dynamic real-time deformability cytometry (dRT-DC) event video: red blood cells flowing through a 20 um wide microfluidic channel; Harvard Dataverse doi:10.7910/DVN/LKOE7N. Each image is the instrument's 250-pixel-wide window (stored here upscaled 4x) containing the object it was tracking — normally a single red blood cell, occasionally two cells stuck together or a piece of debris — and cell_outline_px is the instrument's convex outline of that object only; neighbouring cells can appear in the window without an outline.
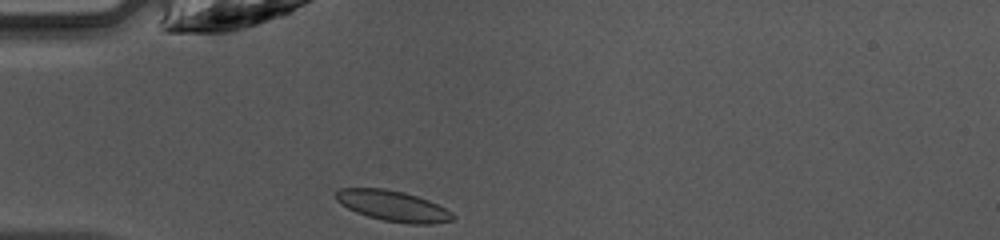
{"species": "common noctule bat (a hibernating species)", "species_latin": "Nyctalus noctula", "temperature_condition": "warm", "stored_images_in_passage": 35, "camera_frame_rate_fps": 3000, "um_per_image_px": 0.085, "animal": {"sex": "female", "body_mass_g": 10.0, "forearm_length_mm": 53.1}, "frame": {"image": 1, "passage_image": 1, "time_ms": 0.0, "image_size_px": [1000, 240], "cell_outline_px": [[456, 216], [452, 220], [432, 224], [408, 224], [384, 220], [368, 216], [356, 212], [348, 208], [336, 200], [332, 196], [340, 188], [384, 188], [404, 192], [428, 200], [452, 212]], "centroid_in_image_um": [33.38, 17.5], "position_along_channel_um": 51.6, "area_um2": 20.81}}
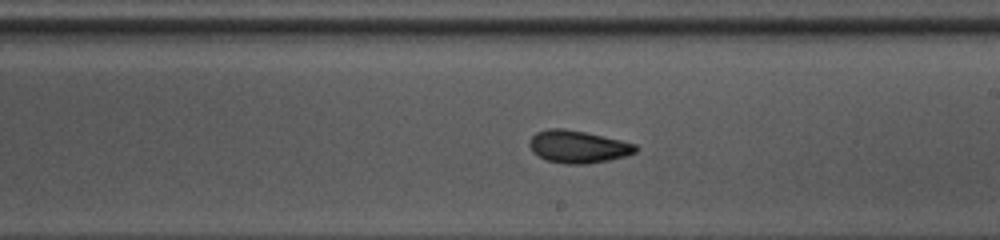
{"frame": {"image": 2, "passage_image": 15, "time_ms": 4.667, "image_size_px": [1000, 240], "cell_outline_px": [[640, 148], [636, 152], [624, 156], [608, 160], [588, 164], [564, 164], [548, 160], [532, 152], [528, 144], [532, 136], [536, 132], [548, 128], [564, 128], [604, 136], [636, 144]], "centroid_in_image_um": [49.13, 12.46], "position_along_channel_um": 239.9, "area_um2": 20.11}}
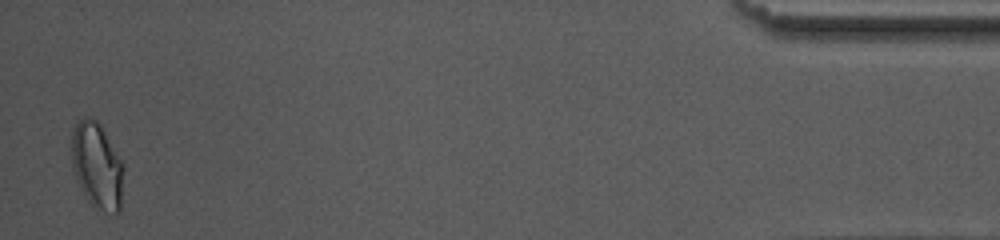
{"frame": {"image": 3, "passage_image": 34, "time_ms": 11.0, "image_size_px": [1000, 240], "cell_outline_px": [[124, 168], [120, 212], [104, 212], [92, 204], [88, 200], [80, 188], [72, 168], [72, 128], [84, 116], [88, 116], [96, 120], [100, 124], [124, 164]], "centroid_in_image_um": [8.25, 14.07], "position_along_channel_um": 426.9, "area_um2": 26.13}, "authors_computed_cell_mechanics": {"area_um2": 19.8832, "velocity_mm_per_s": 4.2453, "shape_relaxation_time_tau1_ms": 4.5585, "shape_relaxation_time_tau2_ms": 2.0143, "deformation_change_tau1": 0.1358, "deformation_change_tau2": 0.0619}}